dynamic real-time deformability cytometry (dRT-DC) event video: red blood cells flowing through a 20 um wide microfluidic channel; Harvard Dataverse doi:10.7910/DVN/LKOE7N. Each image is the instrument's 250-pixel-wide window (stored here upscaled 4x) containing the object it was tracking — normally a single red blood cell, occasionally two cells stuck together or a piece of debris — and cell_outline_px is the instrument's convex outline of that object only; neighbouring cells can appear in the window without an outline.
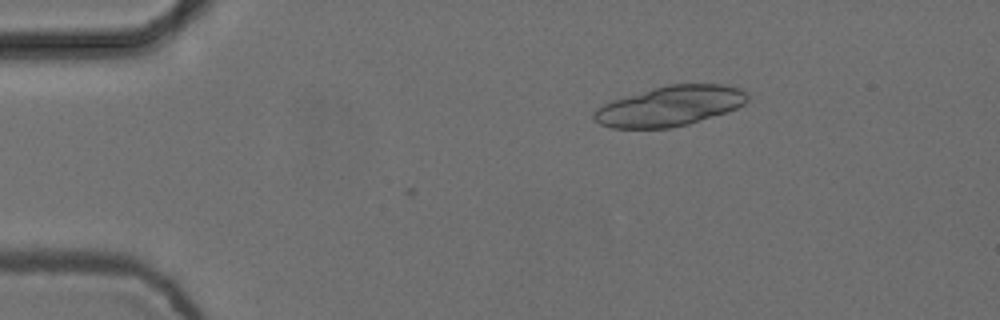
{"species": "common noctule bat (a hibernating species)", "species_latin": "Nyctalus noctula", "temperature_condition": "cold", "stored_images_in_passage": 7, "camera_frame_rate_fps": 3000, "um_per_image_px": 0.085, "animal": {"sex": "female", "body_mass_g": 24.6, "forearm_length_mm": 56.2}, "frame": {"image": 1, "passage_image": 3, "time_ms": 0.667, "image_size_px": [1000, 320], "cell_outline_px": [[748, 100], [744, 104], [736, 108], [688, 124], [672, 128], [612, 128], [600, 124], [592, 116], [592, 112], [596, 108], [612, 100], [652, 88], [668, 84], [724, 84], [744, 88], [748, 92]], "centroid_in_image_um": [56.96, 9.0], "position_along_channel_um": 28.0, "area_um2": 35.89}}